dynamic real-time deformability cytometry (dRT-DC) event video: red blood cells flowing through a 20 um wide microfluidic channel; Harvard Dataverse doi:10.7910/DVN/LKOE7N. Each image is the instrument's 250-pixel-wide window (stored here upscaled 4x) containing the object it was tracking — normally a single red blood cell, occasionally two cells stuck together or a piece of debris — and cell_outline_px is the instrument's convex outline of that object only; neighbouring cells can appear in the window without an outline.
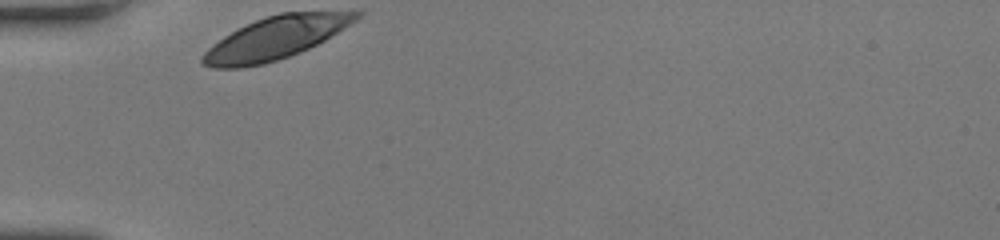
{"species": "human", "species_latin": "Homo sapiens", "temperature_condition": "room temperature", "stored_images_in_passage": 50, "camera_frame_rate_fps": 3000, "um_per_image_px": 0.085, "donor": {"sex": "female"}, "frame": {"image": 1, "passage_image": 1, "time_ms": 0.0, "image_size_px": [1000, 240], "cell_outline_px": [[364, 12], [356, 20], [344, 28], [324, 40], [300, 52], [264, 64], [240, 68], [212, 68], [200, 64], [200, 56], [212, 44], [224, 36], [256, 20], [280, 12]], "centroid_in_image_um": [23.35, 3.25], "position_along_channel_um": 61.6, "area_um2": 37.57}}
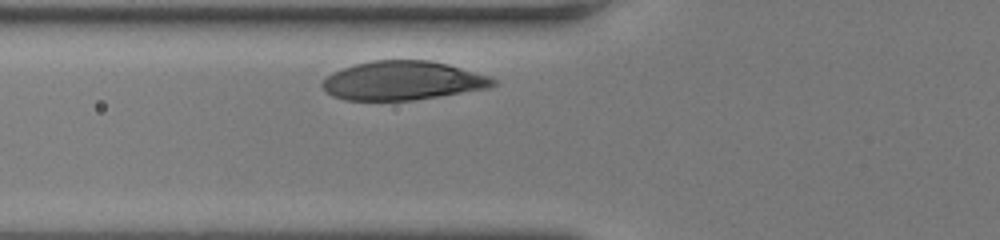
{"frame": {"image": 2, "passage_image": 7, "time_ms": 2.0, "image_size_px": [1000, 240], "cell_outline_px": [[500, 80], [496, 84], [488, 88], [412, 100], [344, 100], [332, 96], [320, 84], [332, 72], [356, 64], [372, 60], [432, 60], [448, 64], [488, 76]], "centroid_in_image_um": [34.23, 6.85], "position_along_channel_um": 91.6, "area_um2": 38.49}}